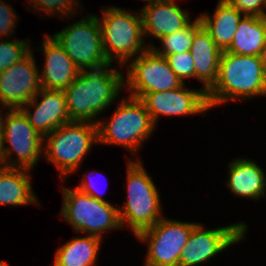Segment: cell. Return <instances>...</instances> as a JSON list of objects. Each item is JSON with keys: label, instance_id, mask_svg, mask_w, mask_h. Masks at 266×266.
Wrapping results in <instances>:
<instances>
[{"label": "cell", "instance_id": "ac0fdd59", "mask_svg": "<svg viewBox=\"0 0 266 266\" xmlns=\"http://www.w3.org/2000/svg\"><path fill=\"white\" fill-rule=\"evenodd\" d=\"M190 53L195 62V77L204 82L203 90L207 93L217 81L222 51L203 25L193 36Z\"/></svg>", "mask_w": 266, "mask_h": 266}, {"label": "cell", "instance_id": "7402d4cb", "mask_svg": "<svg viewBox=\"0 0 266 266\" xmlns=\"http://www.w3.org/2000/svg\"><path fill=\"white\" fill-rule=\"evenodd\" d=\"M29 176L20 167L0 168V204L24 205L37 203Z\"/></svg>", "mask_w": 266, "mask_h": 266}, {"label": "cell", "instance_id": "836d02e7", "mask_svg": "<svg viewBox=\"0 0 266 266\" xmlns=\"http://www.w3.org/2000/svg\"><path fill=\"white\" fill-rule=\"evenodd\" d=\"M0 266H9V265H7L6 263L0 262Z\"/></svg>", "mask_w": 266, "mask_h": 266}, {"label": "cell", "instance_id": "5b68a950", "mask_svg": "<svg viewBox=\"0 0 266 266\" xmlns=\"http://www.w3.org/2000/svg\"><path fill=\"white\" fill-rule=\"evenodd\" d=\"M80 71L101 69L111 63L105 55L101 25L89 16L53 36Z\"/></svg>", "mask_w": 266, "mask_h": 266}, {"label": "cell", "instance_id": "4dcf8cb0", "mask_svg": "<svg viewBox=\"0 0 266 266\" xmlns=\"http://www.w3.org/2000/svg\"><path fill=\"white\" fill-rule=\"evenodd\" d=\"M258 57H259L261 64L263 65L264 71L266 73V44L263 47V49L260 51Z\"/></svg>", "mask_w": 266, "mask_h": 266}, {"label": "cell", "instance_id": "f1b7e54d", "mask_svg": "<svg viewBox=\"0 0 266 266\" xmlns=\"http://www.w3.org/2000/svg\"><path fill=\"white\" fill-rule=\"evenodd\" d=\"M32 1L35 2L34 4H38V6L40 5L42 8H44L43 10H48V12L52 11L55 12L58 9L60 10L61 13L64 12V14L71 11L70 9H72V7L70 6H72L71 2H73V0H32Z\"/></svg>", "mask_w": 266, "mask_h": 266}, {"label": "cell", "instance_id": "ffe728a7", "mask_svg": "<svg viewBox=\"0 0 266 266\" xmlns=\"http://www.w3.org/2000/svg\"><path fill=\"white\" fill-rule=\"evenodd\" d=\"M266 44V16H246L239 21L227 52L236 55L258 56Z\"/></svg>", "mask_w": 266, "mask_h": 266}, {"label": "cell", "instance_id": "d6986e66", "mask_svg": "<svg viewBox=\"0 0 266 266\" xmlns=\"http://www.w3.org/2000/svg\"><path fill=\"white\" fill-rule=\"evenodd\" d=\"M241 14L228 0H219L213 19L208 14L199 18L216 45L226 51L235 36Z\"/></svg>", "mask_w": 266, "mask_h": 266}, {"label": "cell", "instance_id": "277c9868", "mask_svg": "<svg viewBox=\"0 0 266 266\" xmlns=\"http://www.w3.org/2000/svg\"><path fill=\"white\" fill-rule=\"evenodd\" d=\"M97 123L71 121L46 135L50 136L46 156L54 162L61 175L64 176L78 168L92 143L98 142Z\"/></svg>", "mask_w": 266, "mask_h": 266}, {"label": "cell", "instance_id": "8fae6325", "mask_svg": "<svg viewBox=\"0 0 266 266\" xmlns=\"http://www.w3.org/2000/svg\"><path fill=\"white\" fill-rule=\"evenodd\" d=\"M130 65L127 85L133 89L132 97L142 99L147 93L168 91L184 84L171 70L167 59L151 47Z\"/></svg>", "mask_w": 266, "mask_h": 266}, {"label": "cell", "instance_id": "ba28073f", "mask_svg": "<svg viewBox=\"0 0 266 266\" xmlns=\"http://www.w3.org/2000/svg\"><path fill=\"white\" fill-rule=\"evenodd\" d=\"M103 14V21L99 20V22L103 49L110 63L113 61L111 54L113 51L122 64L135 53L137 55L138 51L141 50V53L145 51L142 47L144 33L141 14L135 16L115 7H110Z\"/></svg>", "mask_w": 266, "mask_h": 266}, {"label": "cell", "instance_id": "d4e9b609", "mask_svg": "<svg viewBox=\"0 0 266 266\" xmlns=\"http://www.w3.org/2000/svg\"><path fill=\"white\" fill-rule=\"evenodd\" d=\"M25 41H12L0 43V71L8 69L11 65L19 62L30 51Z\"/></svg>", "mask_w": 266, "mask_h": 266}, {"label": "cell", "instance_id": "8992f818", "mask_svg": "<svg viewBox=\"0 0 266 266\" xmlns=\"http://www.w3.org/2000/svg\"><path fill=\"white\" fill-rule=\"evenodd\" d=\"M97 126L99 143H115L135 151L147 135L151 134L154 123L144 102L130 96V102L123 100L105 127L101 122Z\"/></svg>", "mask_w": 266, "mask_h": 266}, {"label": "cell", "instance_id": "7a4b0ae2", "mask_svg": "<svg viewBox=\"0 0 266 266\" xmlns=\"http://www.w3.org/2000/svg\"><path fill=\"white\" fill-rule=\"evenodd\" d=\"M266 95V73L258 56L236 55L222 51L218 78L207 92L209 108L228 97H251Z\"/></svg>", "mask_w": 266, "mask_h": 266}, {"label": "cell", "instance_id": "e0dca14e", "mask_svg": "<svg viewBox=\"0 0 266 266\" xmlns=\"http://www.w3.org/2000/svg\"><path fill=\"white\" fill-rule=\"evenodd\" d=\"M187 15L174 0L148 4L141 13L143 33L160 39L185 28L190 23Z\"/></svg>", "mask_w": 266, "mask_h": 266}, {"label": "cell", "instance_id": "5bb4252c", "mask_svg": "<svg viewBox=\"0 0 266 266\" xmlns=\"http://www.w3.org/2000/svg\"><path fill=\"white\" fill-rule=\"evenodd\" d=\"M155 124L160 114L164 115H187L209 109L207 93L200 91L185 90L184 86L176 89L147 93L141 99Z\"/></svg>", "mask_w": 266, "mask_h": 266}, {"label": "cell", "instance_id": "2e32d148", "mask_svg": "<svg viewBox=\"0 0 266 266\" xmlns=\"http://www.w3.org/2000/svg\"><path fill=\"white\" fill-rule=\"evenodd\" d=\"M42 49L46 55V64L40 75L41 88L64 91L80 70L53 36L46 37Z\"/></svg>", "mask_w": 266, "mask_h": 266}, {"label": "cell", "instance_id": "30bf717a", "mask_svg": "<svg viewBox=\"0 0 266 266\" xmlns=\"http://www.w3.org/2000/svg\"><path fill=\"white\" fill-rule=\"evenodd\" d=\"M0 127L2 133V145L8 141L12 147L4 149L2 146V155L5 167H20L29 171L37 163L41 153L42 137L29 123L28 118L21 109H10V113L3 121L0 115ZM13 148L19 159V164L8 163L6 158L12 154ZM11 153V154H10ZM7 162V163H6ZM12 163V164H11Z\"/></svg>", "mask_w": 266, "mask_h": 266}, {"label": "cell", "instance_id": "83f0119b", "mask_svg": "<svg viewBox=\"0 0 266 266\" xmlns=\"http://www.w3.org/2000/svg\"><path fill=\"white\" fill-rule=\"evenodd\" d=\"M12 14L14 15L13 10L12 8L10 9L9 5L3 3L0 4V35L6 36L5 34L13 31V28L15 27L14 22L16 21Z\"/></svg>", "mask_w": 266, "mask_h": 266}, {"label": "cell", "instance_id": "1f68e13d", "mask_svg": "<svg viewBox=\"0 0 266 266\" xmlns=\"http://www.w3.org/2000/svg\"><path fill=\"white\" fill-rule=\"evenodd\" d=\"M2 146H3L2 145V133H1V127H0V165L3 164V166H4L3 155H2Z\"/></svg>", "mask_w": 266, "mask_h": 266}, {"label": "cell", "instance_id": "52a82bcc", "mask_svg": "<svg viewBox=\"0 0 266 266\" xmlns=\"http://www.w3.org/2000/svg\"><path fill=\"white\" fill-rule=\"evenodd\" d=\"M64 206L62 216L76 231L91 233L101 239V232L121 227L119 209L107 201H98L79 189H63Z\"/></svg>", "mask_w": 266, "mask_h": 266}, {"label": "cell", "instance_id": "4316f807", "mask_svg": "<svg viewBox=\"0 0 266 266\" xmlns=\"http://www.w3.org/2000/svg\"><path fill=\"white\" fill-rule=\"evenodd\" d=\"M235 8L246 16L264 17L266 13L262 5L266 6V0H228Z\"/></svg>", "mask_w": 266, "mask_h": 266}, {"label": "cell", "instance_id": "603a6c76", "mask_svg": "<svg viewBox=\"0 0 266 266\" xmlns=\"http://www.w3.org/2000/svg\"><path fill=\"white\" fill-rule=\"evenodd\" d=\"M100 240L88 235L67 242L57 250L54 266H93L97 259Z\"/></svg>", "mask_w": 266, "mask_h": 266}, {"label": "cell", "instance_id": "9a60e30c", "mask_svg": "<svg viewBox=\"0 0 266 266\" xmlns=\"http://www.w3.org/2000/svg\"><path fill=\"white\" fill-rule=\"evenodd\" d=\"M43 99L37 104V95L33 97L26 106L35 105L34 114L28 107H22L21 110L28 118L29 123L42 136L46 138L53 130L71 122L67 111L66 96L63 90H49L41 88L40 92Z\"/></svg>", "mask_w": 266, "mask_h": 266}, {"label": "cell", "instance_id": "f546056e", "mask_svg": "<svg viewBox=\"0 0 266 266\" xmlns=\"http://www.w3.org/2000/svg\"><path fill=\"white\" fill-rule=\"evenodd\" d=\"M90 182L88 180H84V182H82L77 189H79L81 192L86 193L88 195H90L91 197H94L95 199H97L98 201H105L99 194H97L94 191V187H92L91 184H89Z\"/></svg>", "mask_w": 266, "mask_h": 266}, {"label": "cell", "instance_id": "484cf974", "mask_svg": "<svg viewBox=\"0 0 266 266\" xmlns=\"http://www.w3.org/2000/svg\"><path fill=\"white\" fill-rule=\"evenodd\" d=\"M171 70L183 82L184 78L195 77V62L190 51L170 54L165 57Z\"/></svg>", "mask_w": 266, "mask_h": 266}, {"label": "cell", "instance_id": "6da1fadb", "mask_svg": "<svg viewBox=\"0 0 266 266\" xmlns=\"http://www.w3.org/2000/svg\"><path fill=\"white\" fill-rule=\"evenodd\" d=\"M108 67L80 71L64 90L71 121L90 122L117 96L124 78L117 70H105Z\"/></svg>", "mask_w": 266, "mask_h": 266}, {"label": "cell", "instance_id": "7c38bea8", "mask_svg": "<svg viewBox=\"0 0 266 266\" xmlns=\"http://www.w3.org/2000/svg\"><path fill=\"white\" fill-rule=\"evenodd\" d=\"M35 58L29 52L19 62L0 71V102L8 109H21L41 89Z\"/></svg>", "mask_w": 266, "mask_h": 266}, {"label": "cell", "instance_id": "3957f363", "mask_svg": "<svg viewBox=\"0 0 266 266\" xmlns=\"http://www.w3.org/2000/svg\"><path fill=\"white\" fill-rule=\"evenodd\" d=\"M128 201L122 211L119 210L121 225L127 221L135 235L152 227L161 218L160 200L153 181L141 163L128 165Z\"/></svg>", "mask_w": 266, "mask_h": 266}, {"label": "cell", "instance_id": "cb8c5ba5", "mask_svg": "<svg viewBox=\"0 0 266 266\" xmlns=\"http://www.w3.org/2000/svg\"><path fill=\"white\" fill-rule=\"evenodd\" d=\"M202 26L200 18H197L193 24L190 22L185 28L176 31L172 34L166 35L160 40L163 42V51L151 47L157 54L166 57L170 54H177L180 52L190 51L195 32Z\"/></svg>", "mask_w": 266, "mask_h": 266}, {"label": "cell", "instance_id": "4fadbf2b", "mask_svg": "<svg viewBox=\"0 0 266 266\" xmlns=\"http://www.w3.org/2000/svg\"><path fill=\"white\" fill-rule=\"evenodd\" d=\"M197 224L179 257V266H194L210 259L218 252L243 238L245 224H235L214 230H202Z\"/></svg>", "mask_w": 266, "mask_h": 266}, {"label": "cell", "instance_id": "9c48e42d", "mask_svg": "<svg viewBox=\"0 0 266 266\" xmlns=\"http://www.w3.org/2000/svg\"><path fill=\"white\" fill-rule=\"evenodd\" d=\"M196 225L161 218L138 233L137 238L150 242L146 266H179L180 254Z\"/></svg>", "mask_w": 266, "mask_h": 266}, {"label": "cell", "instance_id": "d6a6232c", "mask_svg": "<svg viewBox=\"0 0 266 266\" xmlns=\"http://www.w3.org/2000/svg\"><path fill=\"white\" fill-rule=\"evenodd\" d=\"M147 1V0H146ZM149 1V4H151V3H156V2H161V1H163V0H148Z\"/></svg>", "mask_w": 266, "mask_h": 266}, {"label": "cell", "instance_id": "44dd1931", "mask_svg": "<svg viewBox=\"0 0 266 266\" xmlns=\"http://www.w3.org/2000/svg\"><path fill=\"white\" fill-rule=\"evenodd\" d=\"M230 178L227 186L234 194L259 198L265 193L264 173L256 163L249 160H236L230 164Z\"/></svg>", "mask_w": 266, "mask_h": 266}]
</instances>
